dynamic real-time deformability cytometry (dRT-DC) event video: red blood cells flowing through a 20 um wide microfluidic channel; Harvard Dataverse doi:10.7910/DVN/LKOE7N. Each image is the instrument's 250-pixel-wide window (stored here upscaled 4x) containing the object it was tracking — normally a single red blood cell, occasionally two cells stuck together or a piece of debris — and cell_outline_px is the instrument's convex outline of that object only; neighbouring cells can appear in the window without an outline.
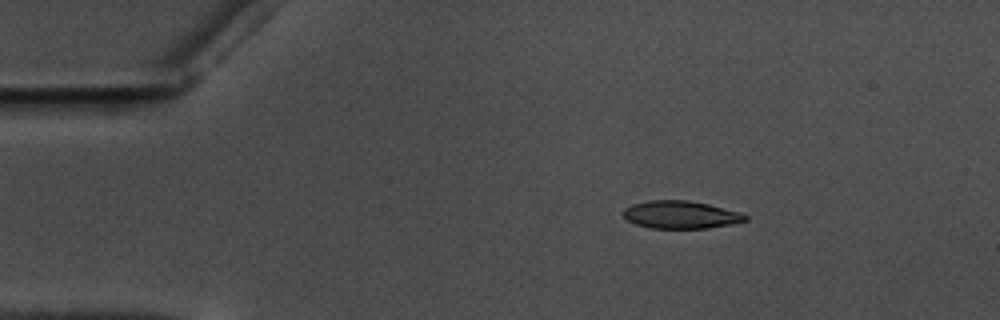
{"species": "common noctule bat (a hibernating species)", "species_latin": "Nyctalus noctula", "temperature_condition": "warm", "stored_images_in_passage": 49, "camera_frame_rate_fps": 3000, "um_per_image_px": 0.085, "animal": {"sex": "male", "body_mass_g": 17.5, "forearm_length_mm": 52.3}, "frame": {"image": 1, "passage_image": 1, "time_ms": 0.0, "image_size_px": [1000, 320], "cell_outline_px": [[748, 220], [708, 228], [652, 228], [636, 224], [628, 220], [620, 212], [624, 208], [632, 204], [652, 200], [688, 200], [708, 204], [744, 212], [748, 216]], "centroid_in_image_um": [57.87, 18.24], "position_along_channel_um": 27.1, "area_um2": 19.77}}
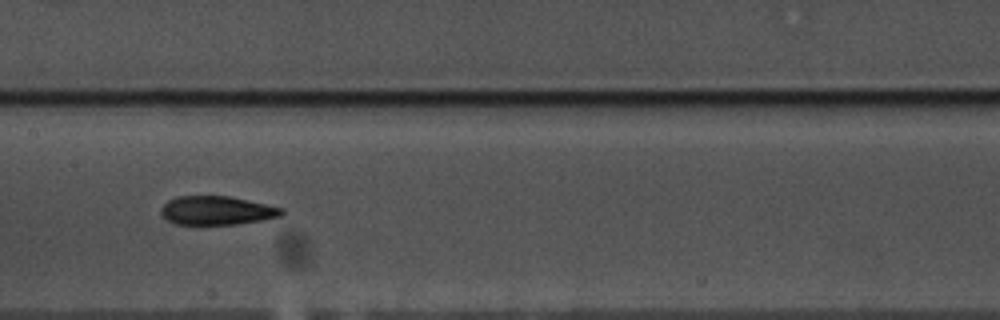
{"frame": {"image": 2, "passage_image": 20, "time_ms": 6.333, "image_size_px": [1000, 320], "cell_outline_px": [[288, 212], [280, 216], [260, 220], [236, 224], [176, 224], [168, 220], [160, 212], [160, 208], [168, 200], [176, 196], [228, 196], [248, 200], [284, 208]], "centroid_in_image_um": [18.45, 17.88], "position_along_channel_um": 189.0, "area_um2": 20.17}}
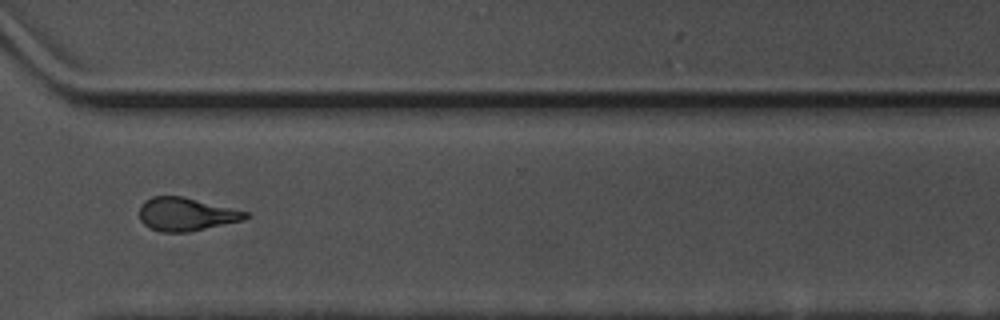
{"frame": {"image": 3, "passage_image": 34, "time_ms": 11.0, "image_size_px": [1000, 320], "cell_outline_px": [[252, 216], [244, 220], [188, 232], [160, 232], [144, 224], [140, 220], [140, 204], [144, 200], [152, 196], [184, 196], [248, 212]], "centroid_in_image_um": [15.83, 18.2], "position_along_channel_um": 354.8, "area_um2": 20.63}, "authors_computed_cell_mechanics": {"area_um2": 20.7502, "velocity_mm_per_s": 3.5511, "shape_relaxation_time_tau1_ms": 7.9266, "shape_relaxation_time_tau2_ms": 3.134, "deformation_change_tau1": 0.1974, "deformation_change_tau2": 0.1119}}